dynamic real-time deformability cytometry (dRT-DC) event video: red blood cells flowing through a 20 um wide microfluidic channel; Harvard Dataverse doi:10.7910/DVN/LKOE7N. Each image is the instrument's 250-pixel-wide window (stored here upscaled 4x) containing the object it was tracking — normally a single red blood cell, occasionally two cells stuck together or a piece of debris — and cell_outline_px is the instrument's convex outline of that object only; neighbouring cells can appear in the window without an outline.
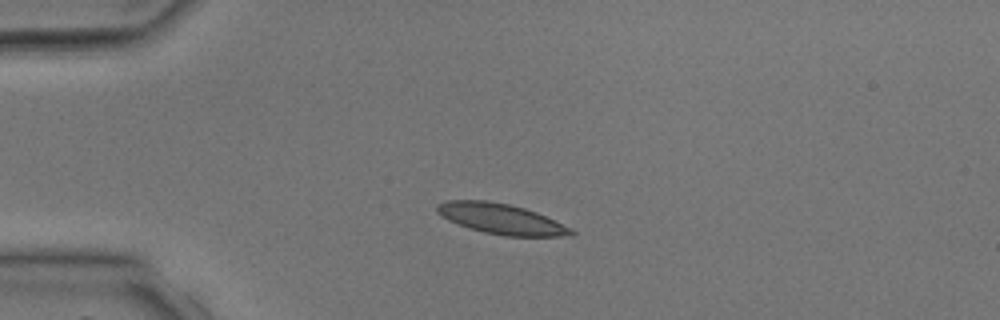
{"species": "common noctule bat (a hibernating species)", "species_latin": "Nyctalus noctula", "temperature_condition": "room temperature", "stored_images_in_passage": 2, "camera_frame_rate_fps": 3000, "um_per_image_px": 0.085, "animal": {"sex": "male", "body_mass_g": 17.9, "forearm_length_mm": 54.2}, "frame": {"image": 1, "passage_image": 1, "time_ms": 0.0, "image_size_px": [1000, 320], "cell_outline_px": [[576, 232], [572, 236], [504, 236], [484, 232], [468, 228], [448, 220], [440, 216], [436, 212], [436, 204], [448, 200], [488, 200], [508, 204], [524, 208], [536, 212], [572, 228]], "centroid_in_image_um": [42.58, 18.6], "position_along_channel_um": 42.4, "area_um2": 23.87}}